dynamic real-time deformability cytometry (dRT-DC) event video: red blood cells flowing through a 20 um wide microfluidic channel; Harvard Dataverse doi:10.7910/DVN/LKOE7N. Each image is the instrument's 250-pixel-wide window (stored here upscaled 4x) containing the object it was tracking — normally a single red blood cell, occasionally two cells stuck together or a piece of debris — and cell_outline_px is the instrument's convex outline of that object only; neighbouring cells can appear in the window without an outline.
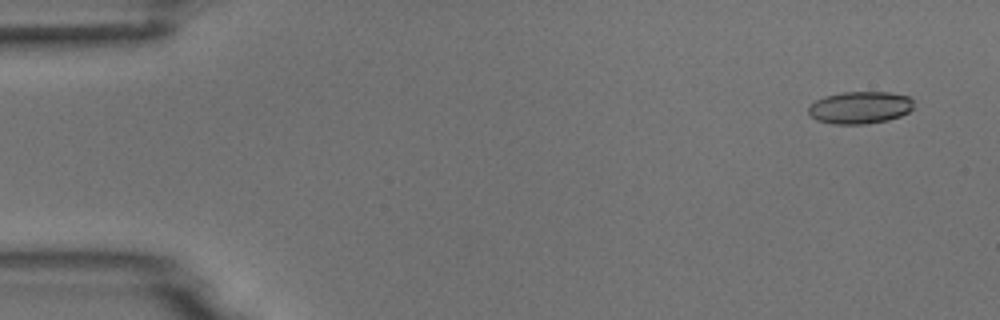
{"species": "common noctule bat (a hibernating species)", "species_latin": "Nyctalus noctula", "temperature_condition": "room temperature", "stored_images_in_passage": 4, "camera_frame_rate_fps": 3000, "um_per_image_px": 0.085, "animal": {"sex": "male", "body_mass_g": 18.8}, "frame": {"image": 1, "passage_image": 1, "time_ms": 0.0, "image_size_px": [1000, 320], "cell_outline_px": [[912, 108], [908, 112], [900, 116], [888, 120], [864, 124], [832, 124], [816, 120], [808, 112], [808, 108], [816, 100], [824, 96], [840, 92], [892, 92], [908, 96], [912, 100]], "centroid_in_image_um": [73.09, 9.14], "position_along_channel_um": 11.9, "area_um2": 19.83}}